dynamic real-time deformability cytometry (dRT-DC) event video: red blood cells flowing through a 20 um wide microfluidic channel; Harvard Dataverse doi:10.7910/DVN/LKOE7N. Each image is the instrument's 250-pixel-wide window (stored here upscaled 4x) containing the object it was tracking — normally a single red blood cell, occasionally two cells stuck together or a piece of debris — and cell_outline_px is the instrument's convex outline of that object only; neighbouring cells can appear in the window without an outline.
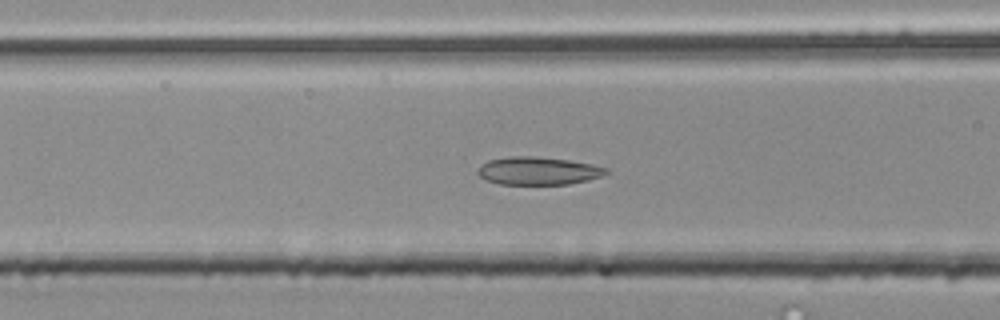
{"species": "common noctule bat (a hibernating species)", "species_latin": "Nyctalus noctula", "temperature_condition": "room temperature", "stored_images_in_passage": 47, "camera_frame_rate_fps": 3000, "um_per_image_px": 0.085, "animal": {"sex": "male", "body_mass_g": 20.4}, "frame": {"image": 1, "passage_image": 14, "time_ms": 4.333, "image_size_px": [1000, 320], "cell_outline_px": [[608, 172], [600, 176], [588, 180], [568, 184], [500, 184], [488, 180], [480, 176], [476, 172], [480, 164], [488, 160], [512, 156], [532, 156], [568, 160], [592, 164], [608, 168]], "centroid_in_image_um": [45.72, 14.52], "position_along_channel_um": 120.9, "area_um2": 20.75}}
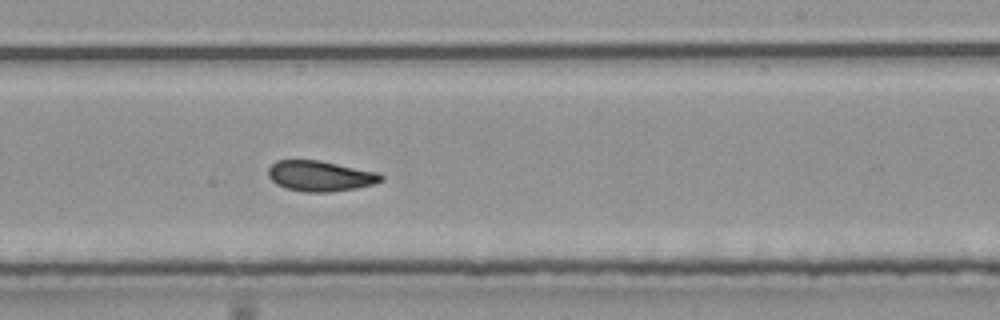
{"frame": {"image": 2, "passage_image": 25, "time_ms": 8.0, "image_size_px": [1000, 320], "cell_outline_px": [[384, 180], [372, 184], [356, 188], [328, 192], [304, 192], [284, 188], [276, 184], [268, 176], [268, 168], [276, 160], [320, 160], [380, 172], [384, 176]], "centroid_in_image_um": [27.23, 14.95], "position_along_channel_um": 261.8, "area_um2": 20.29}}
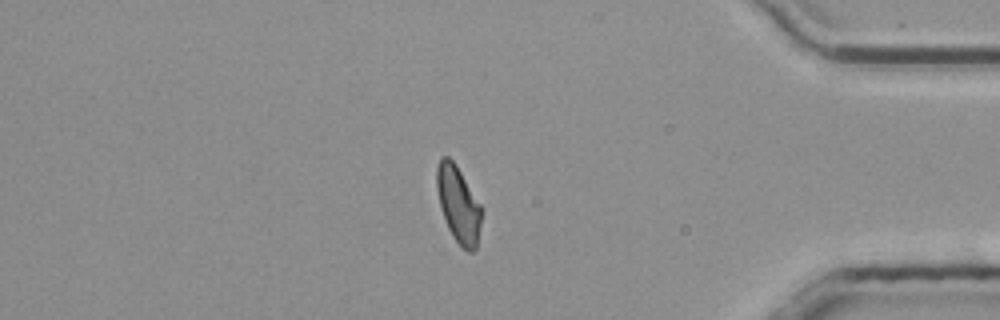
{"frame": {"image": 3, "passage_image": 38, "time_ms": 12.333, "image_size_px": [1000, 320], "cell_outline_px": [[480, 224], [476, 248], [472, 252], [468, 252], [452, 236], [448, 228], [440, 208], [436, 188], [436, 168], [440, 160], [444, 156], [448, 156], [456, 164], [480, 204]], "centroid_in_image_um": [38.93, 17.35], "position_along_channel_um": 396.3, "area_um2": 19.59}, "authors_computed_cell_mechanics": {"area_um2": 20.23, "velocity_mm_per_s": 3.8584, "shape_relaxation_time_tau1_ms": null, "shape_relaxation_time_tau2_ms": 2.4499, "deformation_change_tau1": null, "deformation_change_tau2": 0.0843}}